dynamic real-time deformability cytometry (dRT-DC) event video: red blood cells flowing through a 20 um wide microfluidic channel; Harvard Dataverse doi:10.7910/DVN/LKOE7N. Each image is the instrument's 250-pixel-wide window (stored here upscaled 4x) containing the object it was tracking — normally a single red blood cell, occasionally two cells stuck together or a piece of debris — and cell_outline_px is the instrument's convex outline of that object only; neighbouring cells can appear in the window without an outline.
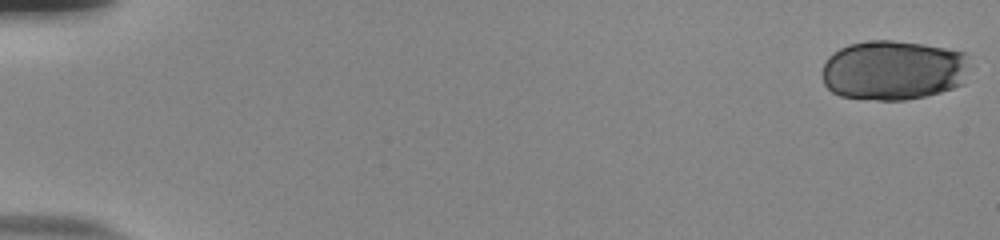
{"species": "human", "species_latin": "Homo sapiens", "temperature_condition": "room temperature", "stored_images_in_passage": 54, "segment_of_instrument_passage": [1, 2], "camera_frame_rate_fps": 3000, "um_per_image_px": 0.085, "donor": {"sex": "male"}, "frame": {"image": 1, "passage_image": 1, "time_ms": 0.0, "image_size_px": [1000, 240], "cell_outline_px": [[964, 84], [940, 92], [924, 96], [904, 100], [876, 100], [840, 96], [832, 92], [824, 84], [820, 72], [824, 60], [832, 52], [848, 44], [872, 40], [892, 40], [924, 44], [964, 52]], "centroid_in_image_um": [75.82, 5.97], "position_along_channel_um": 9.2, "area_um2": 51.44}}
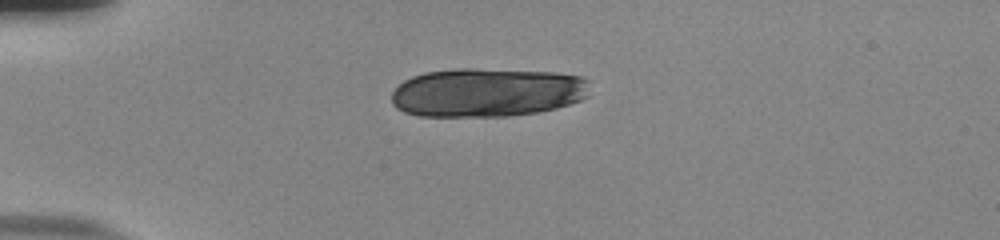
{"frame": {"image": 2, "passage_image": 15, "time_ms": 4.667, "image_size_px": [1000, 240], "cell_outline_px": [[588, 96], [580, 100], [556, 108], [540, 112], [508, 116], [416, 116], [404, 112], [396, 108], [392, 104], [392, 92], [404, 80], [412, 76], [424, 72], [456, 68], [476, 68], [556, 72], [584, 76], [588, 80]], "centroid_in_image_um": [41.4, 7.85], "position_along_channel_um": 43.6, "area_um2": 57.11}}